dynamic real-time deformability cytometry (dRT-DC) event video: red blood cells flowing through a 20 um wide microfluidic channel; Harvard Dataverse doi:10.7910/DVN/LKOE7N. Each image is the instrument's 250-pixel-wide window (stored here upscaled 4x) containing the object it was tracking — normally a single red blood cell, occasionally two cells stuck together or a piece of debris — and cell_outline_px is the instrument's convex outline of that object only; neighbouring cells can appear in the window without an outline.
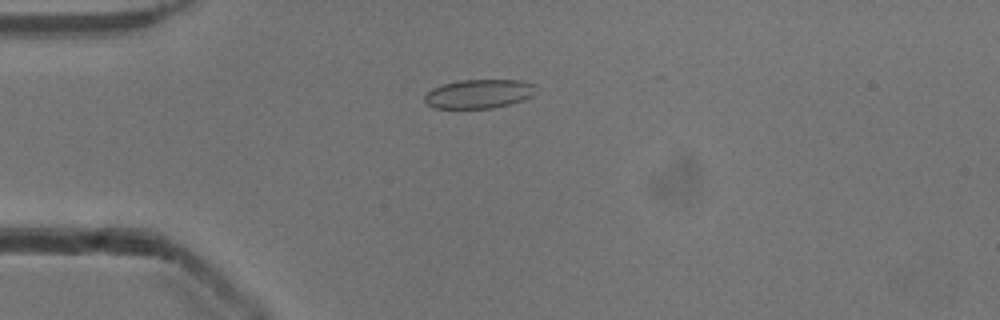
{"species": "common noctule bat (a hibernating species)", "species_latin": "Nyctalus noctula", "temperature_condition": "cold", "stored_images_in_passage": 5, "camera_frame_rate_fps": 3000, "um_per_image_px": 0.085, "animal": {"sex": "male", "body_mass_g": 13.3}, "frame": {"image": 1, "passage_image": 5, "time_ms": 1.333, "image_size_px": [1000, 320], "cell_outline_px": [[536, 92], [532, 96], [524, 100], [512, 104], [492, 108], [432, 108], [424, 100], [424, 96], [432, 88], [444, 84], [460, 80], [520, 80], [536, 84]], "centroid_in_image_um": [40.75, 7.98], "position_along_channel_um": 44.2, "area_um2": 18.96}}